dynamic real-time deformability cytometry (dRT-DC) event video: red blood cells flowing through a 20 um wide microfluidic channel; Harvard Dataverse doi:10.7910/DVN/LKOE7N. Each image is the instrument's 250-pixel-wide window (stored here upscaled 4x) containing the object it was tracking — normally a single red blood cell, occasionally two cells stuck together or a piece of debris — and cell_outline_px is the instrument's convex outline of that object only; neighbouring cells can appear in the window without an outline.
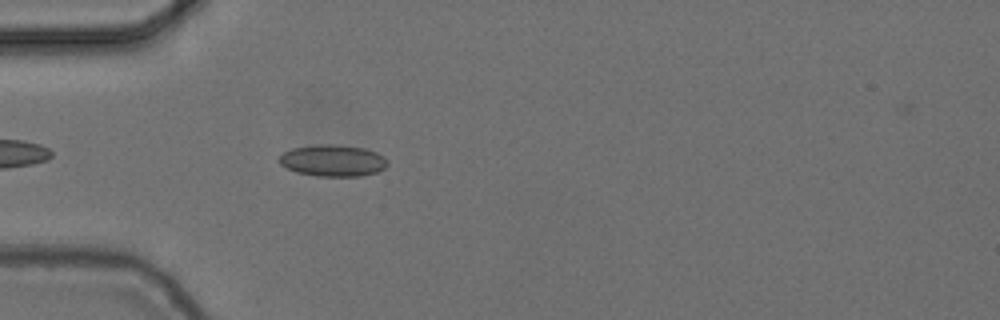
{"species": "common noctule bat (a hibernating species)", "species_latin": "Nyctalus noctula", "temperature_condition": "cold", "stored_images_in_passage": 42, "camera_frame_rate_fps": 3000, "um_per_image_px": 0.085, "animal": {"sex": "female", "body_mass_g": 24.6, "forearm_length_mm": 56.2}, "frame": {"image": 1, "passage_image": 4, "time_ms": 1.0, "image_size_px": [1000, 320], "cell_outline_px": [[388, 164], [384, 168], [376, 172], [360, 176], [316, 176], [296, 172], [280, 164], [280, 156], [284, 152], [292, 148], [320, 144], [332, 144], [364, 148], [376, 152], [384, 156], [388, 160]], "centroid_in_image_um": [28.31, 13.65], "position_along_channel_um": 56.7, "area_um2": 19.88}}
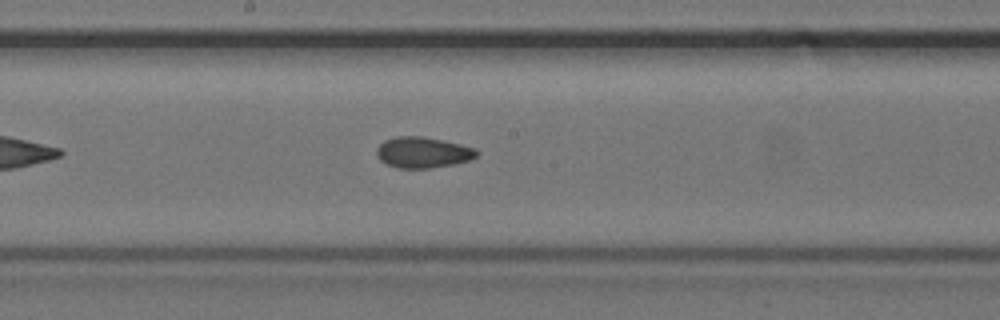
{"frame": {"image": 2, "passage_image": 17, "time_ms": 5.333, "image_size_px": [1000, 320], "cell_outline_px": [[480, 152], [476, 156], [468, 160], [456, 164], [428, 168], [400, 168], [388, 164], [380, 160], [376, 156], [376, 148], [384, 140], [396, 136], [424, 136], [444, 140], [476, 148]], "centroid_in_image_um": [35.94, 12.94], "position_along_channel_um": 212.3, "area_um2": 18.15}}
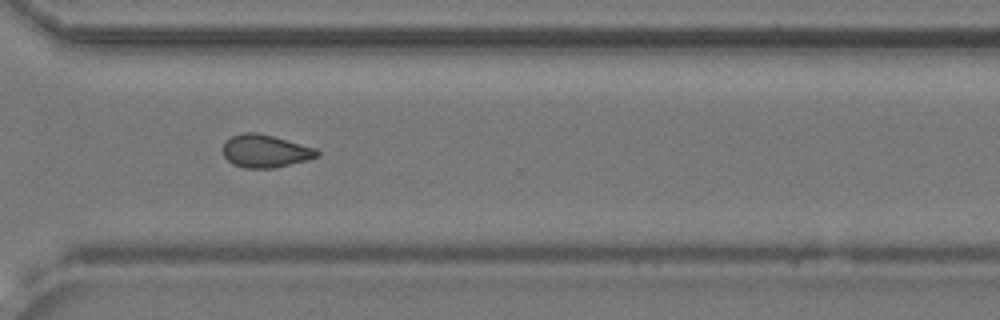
{"frame": {"image": 3, "passage_image": 28, "time_ms": 9.0, "image_size_px": [1000, 320], "cell_outline_px": [[320, 156], [308, 160], [276, 168], [244, 168], [232, 164], [224, 156], [224, 140], [232, 136], [244, 132], [256, 132], [272, 136], [316, 148], [320, 152]], "centroid_in_image_um": [22.56, 12.85], "position_along_channel_um": 348.0, "area_um2": 18.09}, "authors_computed_cell_mechanics": {"area_um2": 18.0336, "velocity_mm_per_s": 3.7099, "shape_relaxation_time_tau1_ms": 8.813, "shape_relaxation_time_tau2_ms": 2.9204, "deformation_change_tau1": 0.1128, "deformation_change_tau2": 0.0767}}